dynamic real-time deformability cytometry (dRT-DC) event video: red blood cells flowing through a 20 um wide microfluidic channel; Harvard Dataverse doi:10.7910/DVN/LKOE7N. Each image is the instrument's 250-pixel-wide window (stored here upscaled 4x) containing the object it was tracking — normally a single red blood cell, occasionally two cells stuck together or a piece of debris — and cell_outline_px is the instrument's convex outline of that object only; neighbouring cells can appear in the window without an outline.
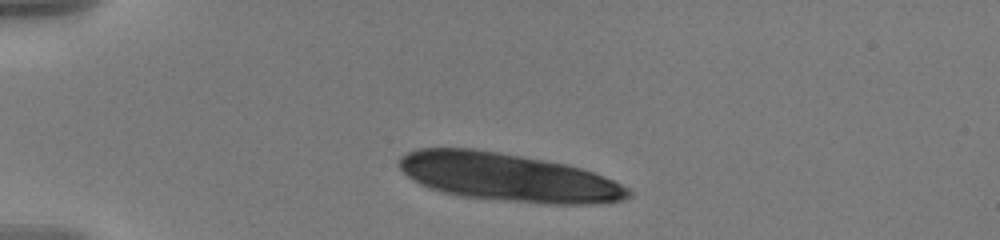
{"species": "human", "species_latin": "Homo sapiens", "temperature_condition": "warm", "stored_images_in_passage": 8, "camera_frame_rate_fps": 3000, "um_per_image_px": 0.085, "donor": {"sex": "male"}, "frame": {"image": 1, "passage_image": 1, "time_ms": 0.0, "image_size_px": [1000, 240], "cell_outline_px": [[632, 196], [624, 200], [592, 204], [548, 204], [460, 196], [444, 192], [420, 184], [412, 180], [396, 164], [400, 156], [408, 152], [420, 148], [472, 148], [544, 160], [564, 164], [580, 168], [604, 176], [628, 188], [632, 192]], "centroid_in_image_um": [43.18, 15.07], "position_along_channel_um": 41.8, "area_um2": 63.87}}